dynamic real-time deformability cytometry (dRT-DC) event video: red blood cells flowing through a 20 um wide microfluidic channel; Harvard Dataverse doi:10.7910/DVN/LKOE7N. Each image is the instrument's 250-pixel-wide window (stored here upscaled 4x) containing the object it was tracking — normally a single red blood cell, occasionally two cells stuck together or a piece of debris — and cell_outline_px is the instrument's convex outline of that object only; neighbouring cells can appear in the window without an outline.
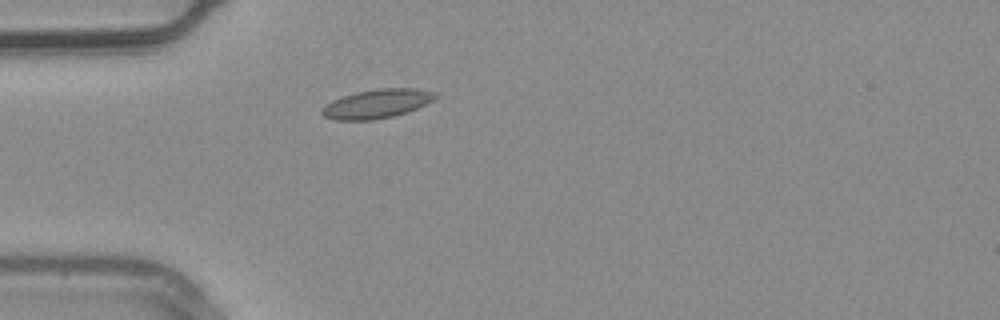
{"species": "common noctule bat (a hibernating species)", "species_latin": "Nyctalus noctula", "temperature_condition": "warm", "stored_images_in_passage": 2, "camera_frame_rate_fps": 3000, "um_per_image_px": 0.085, "animal": {"sex": "male", "body_mass_g": 20.4}, "frame": {"image": 1, "passage_image": 2, "time_ms": 0.333, "image_size_px": [1000, 320], "cell_outline_px": [[440, 96], [408, 112], [392, 116], [372, 120], [336, 120], [324, 116], [320, 112], [332, 100], [356, 92], [380, 88], [416, 88], [436, 92]], "centroid_in_image_um": [32.07, 8.81], "position_along_channel_um": 52.9, "area_um2": 18.96}}